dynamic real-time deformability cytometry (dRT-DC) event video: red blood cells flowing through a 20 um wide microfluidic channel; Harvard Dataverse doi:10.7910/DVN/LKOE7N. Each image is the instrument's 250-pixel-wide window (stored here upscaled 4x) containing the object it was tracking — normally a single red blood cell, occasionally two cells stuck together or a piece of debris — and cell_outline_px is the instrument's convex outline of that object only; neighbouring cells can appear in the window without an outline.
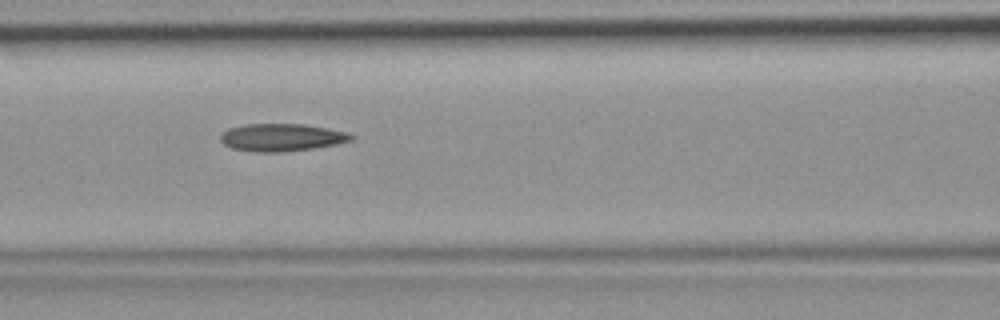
{"species": "common noctule bat (a hibernating species)", "species_latin": "Nyctalus noctula", "temperature_condition": "room temperature", "stored_images_in_passage": 46, "camera_frame_rate_fps": 3000, "um_per_image_px": 0.085, "animal": {"sex": "female", "body_mass_g": 19.9}, "frame": {"image": 1, "passage_image": 20, "time_ms": 6.333, "image_size_px": [1000, 320], "cell_outline_px": [[356, 136], [352, 140], [336, 144], [312, 148], [280, 152], [256, 152], [232, 148], [224, 144], [220, 140], [220, 136], [228, 128], [248, 124], [304, 124], [328, 128], [348, 132]], "centroid_in_image_um": [23.96, 11.67], "position_along_channel_um": 142.6, "area_um2": 20.92}}
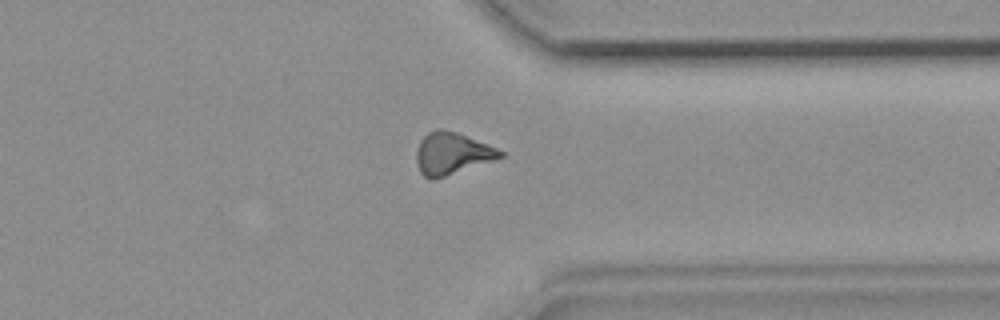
{"frame": {"image": 2, "passage_image": 36, "time_ms": 11.667, "image_size_px": [1000, 320], "cell_outline_px": [[504, 156], [432, 180], [424, 176], [420, 172], [416, 164], [416, 148], [420, 140], [428, 132], [436, 128], [440, 128], [456, 132], [488, 144], [504, 152]], "centroid_in_image_um": [38.36, 13.03], "position_along_channel_um": 373.0, "area_um2": 20.29}}
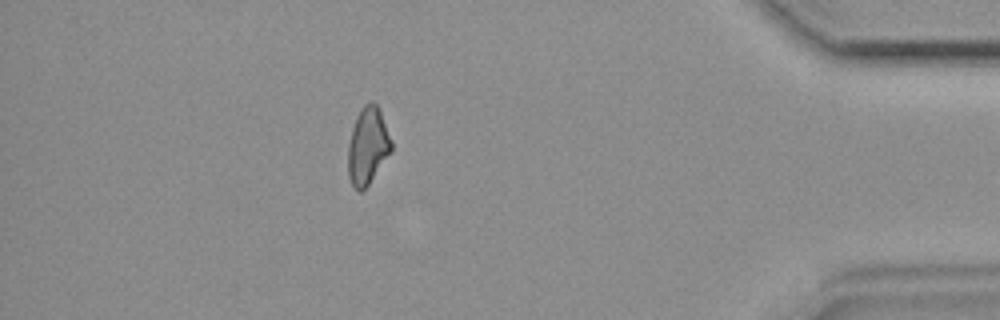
{"frame": {"image": 3, "passage_image": 41, "time_ms": 13.333, "image_size_px": [1000, 320], "cell_outline_px": [[392, 152], [368, 184], [360, 192], [352, 184], [348, 176], [348, 144], [352, 128], [356, 116], [360, 108], [364, 104], [372, 100], [380, 108], [392, 140]], "centroid_in_image_um": [31.27, 12.35], "position_along_channel_um": 403.9, "area_um2": 19.65}}